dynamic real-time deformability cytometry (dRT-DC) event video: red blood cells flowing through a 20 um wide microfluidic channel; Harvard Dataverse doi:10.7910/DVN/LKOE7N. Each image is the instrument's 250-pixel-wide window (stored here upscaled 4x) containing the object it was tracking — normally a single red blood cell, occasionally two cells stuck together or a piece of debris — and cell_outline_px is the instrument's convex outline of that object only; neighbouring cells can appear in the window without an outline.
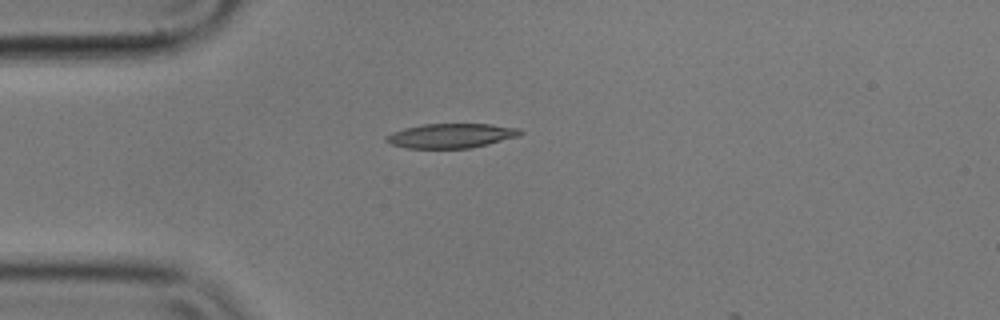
{"species": "common noctule bat (a hibernating species)", "species_latin": "Nyctalus noctula", "temperature_condition": "cold", "stored_images_in_passage": 4, "camera_frame_rate_fps": 3000, "um_per_image_px": 0.085, "animal": {"sex": "male", "body_mass_g": 17.9}, "frame": {"image": 1, "passage_image": 4, "time_ms": 1.0, "image_size_px": [1000, 320], "cell_outline_px": [[524, 132], [516, 136], [488, 144], [468, 148], [404, 148], [388, 144], [384, 140], [384, 136], [392, 132], [404, 128], [424, 124], [492, 124], [520, 128]], "centroid_in_image_um": [38.27, 11.53], "position_along_channel_um": 46.7, "area_um2": 19.19}}